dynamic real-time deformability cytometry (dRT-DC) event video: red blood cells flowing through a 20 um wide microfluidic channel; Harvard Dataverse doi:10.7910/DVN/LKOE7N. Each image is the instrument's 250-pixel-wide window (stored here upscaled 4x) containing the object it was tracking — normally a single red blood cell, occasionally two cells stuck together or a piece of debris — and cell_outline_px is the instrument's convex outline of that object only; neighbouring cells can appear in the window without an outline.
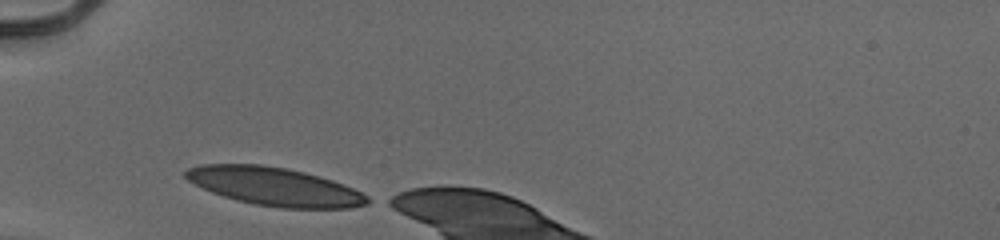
{"species": "human", "species_latin": "Homo sapiens", "temperature_condition": "cold", "stored_images_in_passage": 5, "camera_frame_rate_fps": 3000, "um_per_image_px": 0.085, "donor": {"sex": "male"}, "frame": {"image": 1, "passage_image": 1, "time_ms": 0.0, "image_size_px": [1000, 240], "cell_outline_px": [[376, 200], [368, 204], [352, 208], [280, 208], [256, 204], [236, 200], [212, 192], [188, 180], [184, 176], [184, 172], [188, 168], [200, 164], [260, 164], [284, 168], [304, 172], [332, 180], [344, 184]], "centroid_in_image_um": [23.38, 15.86], "position_along_channel_um": 61.6, "area_um2": 40.46}}